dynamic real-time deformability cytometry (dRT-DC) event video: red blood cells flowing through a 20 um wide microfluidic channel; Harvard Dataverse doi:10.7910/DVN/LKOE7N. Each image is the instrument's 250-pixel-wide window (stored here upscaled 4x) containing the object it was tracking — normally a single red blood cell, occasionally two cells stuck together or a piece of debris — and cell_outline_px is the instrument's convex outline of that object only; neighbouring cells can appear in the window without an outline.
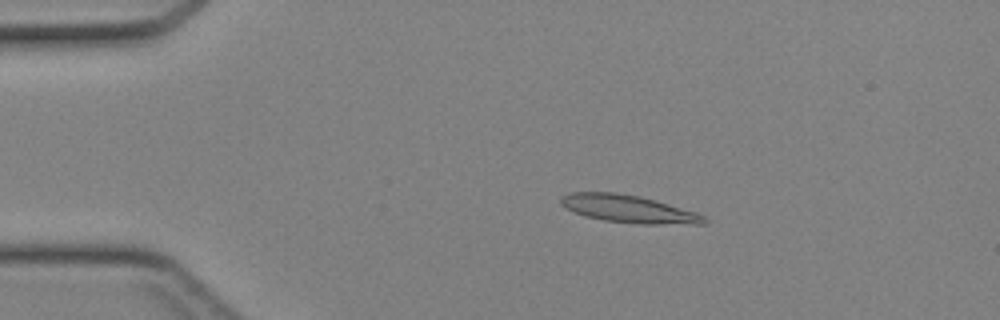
{"species": "Egyptian fruit bat (a non-hibernating species)", "species_latin": "Rousettus aegyptiacus", "temperature_condition": "cold", "stored_images_in_passage": 44, "camera_frame_rate_fps": 3000, "um_per_image_px": 0.085, "animal": {"sex": "female"}, "frame": {"image": 1, "passage_image": 8, "time_ms": 2.333, "image_size_px": [1000, 320], "cell_outline_px": [[708, 220], [704, 224], [640, 224], [604, 220], [584, 216], [560, 204], [560, 196], [568, 192], [616, 192], [640, 196], [656, 200], [696, 212], [704, 216]], "centroid_in_image_um": [53.43, 17.75], "position_along_channel_um": 31.6, "area_um2": 23.12}}
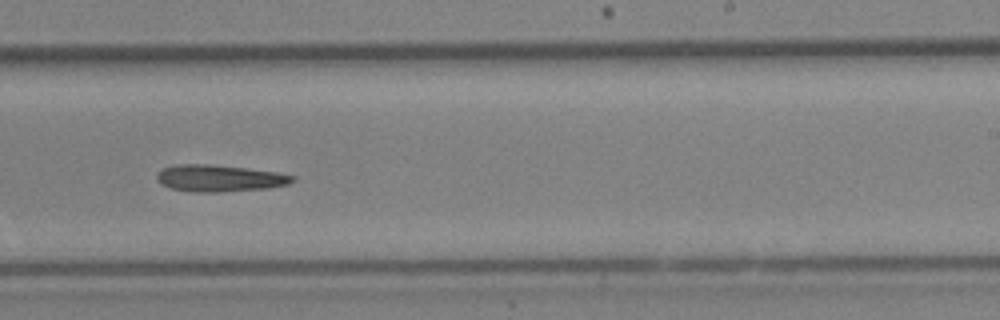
{"frame": {"image": 2, "passage_image": 27, "time_ms": 8.667, "image_size_px": [1000, 320], "cell_outline_px": [[296, 180], [288, 184], [268, 188], [220, 192], [196, 192], [172, 188], [160, 184], [156, 180], [156, 172], [160, 168], [172, 164], [208, 164], [244, 168], [276, 172], [296, 176]], "centroid_in_image_um": [18.6, 15.14], "position_along_channel_um": 270.4, "area_um2": 21.33}}
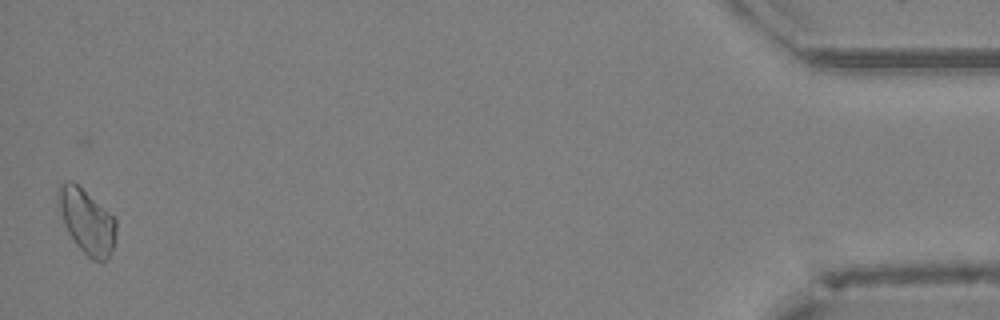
{"frame": {"image": 3, "passage_image": 43, "time_ms": 14.0, "image_size_px": [1000, 320], "cell_outline_px": [[116, 244], [104, 264], [100, 264], [92, 260], [76, 244], [68, 232], [64, 224], [56, 200], [56, 188], [64, 180], [72, 180], [108, 212], [116, 220]], "centroid_in_image_um": [7.36, 18.83], "position_along_channel_um": 427.8, "area_um2": 22.02}}